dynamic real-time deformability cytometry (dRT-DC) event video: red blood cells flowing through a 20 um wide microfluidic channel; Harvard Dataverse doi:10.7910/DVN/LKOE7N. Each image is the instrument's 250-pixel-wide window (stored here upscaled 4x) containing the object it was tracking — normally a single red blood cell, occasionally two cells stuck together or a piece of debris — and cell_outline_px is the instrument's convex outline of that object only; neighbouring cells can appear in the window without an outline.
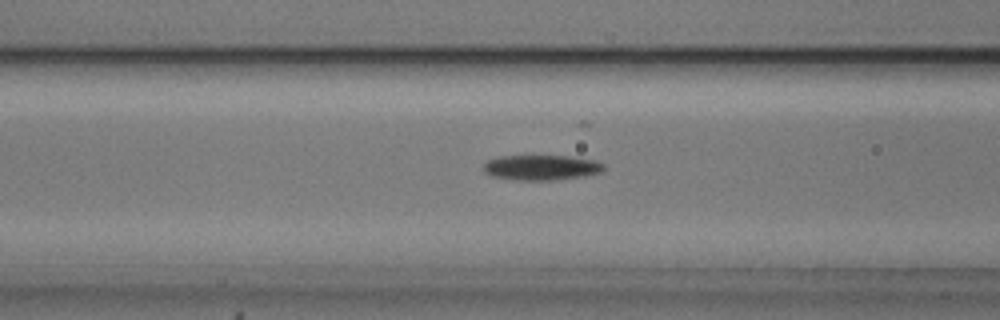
{"species": "common noctule bat (a hibernating species)", "species_latin": "Nyctalus noctula", "temperature_condition": "cold", "stored_images_in_passage": 50, "camera_frame_rate_fps": 3000, "um_per_image_px": 0.085, "animal": {"sex": "male", "body_mass_g": 20.5, "forearm_length_mm": 52.5}, "frame": {"image": 1, "passage_image": 17, "time_ms": 5.333, "image_size_px": [1000, 320], "cell_outline_px": [[604, 172], [584, 176], [556, 180], [520, 180], [492, 176], [484, 172], [484, 164], [488, 160], [500, 156], [568, 156], [596, 160], [604, 164]], "centroid_in_image_um": [46.06, 14.24], "position_along_channel_um": 120.5, "area_um2": 17.69}}
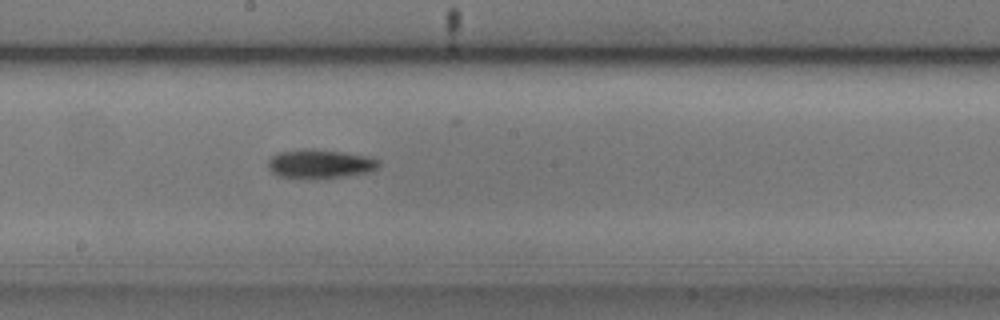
{"frame": {"image": 2, "passage_image": 25, "time_ms": 8.0, "image_size_px": [1000, 320], "cell_outline_px": [[380, 164], [376, 168], [368, 172], [348, 176], [324, 180], [316, 180], [276, 176], [268, 168], [268, 160], [276, 152], [300, 148], [312, 148], [344, 152], [364, 156], [380, 160]], "centroid_in_image_um": [27.14, 13.94], "position_along_channel_um": 221.1, "area_um2": 19.36}}
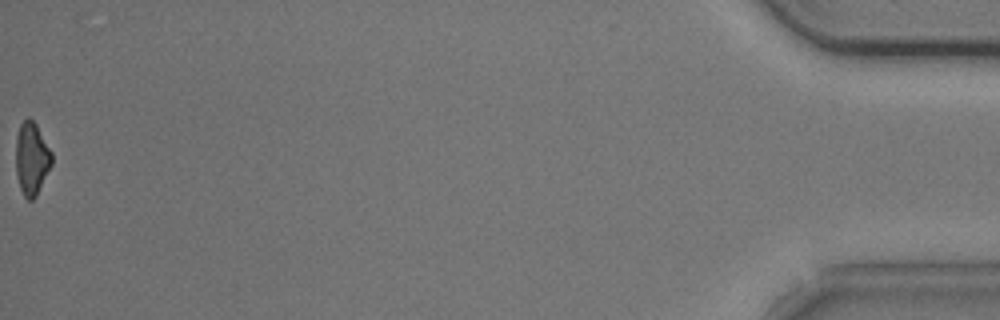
{"frame": {"image": 3, "passage_image": 50, "time_ms": 16.333, "image_size_px": [1000, 320], "cell_outline_px": [[52, 164], [36, 196], [32, 200], [28, 200], [24, 196], [20, 188], [16, 176], [16, 136], [20, 124], [28, 116], [36, 124], [52, 152]], "centroid_in_image_um": [2.69, 13.47], "position_along_channel_um": 432.5, "area_um2": 15.26}, "authors_computed_cell_mechanics": {"area_um2": 16.9932, "velocity_mm_per_s": 3.7522, "shape_relaxation_time_tau1_ms": 2.0136, "shape_relaxation_time_tau2_ms": null, "deformation_change_tau1": 0.0855, "deformation_change_tau2": null}}